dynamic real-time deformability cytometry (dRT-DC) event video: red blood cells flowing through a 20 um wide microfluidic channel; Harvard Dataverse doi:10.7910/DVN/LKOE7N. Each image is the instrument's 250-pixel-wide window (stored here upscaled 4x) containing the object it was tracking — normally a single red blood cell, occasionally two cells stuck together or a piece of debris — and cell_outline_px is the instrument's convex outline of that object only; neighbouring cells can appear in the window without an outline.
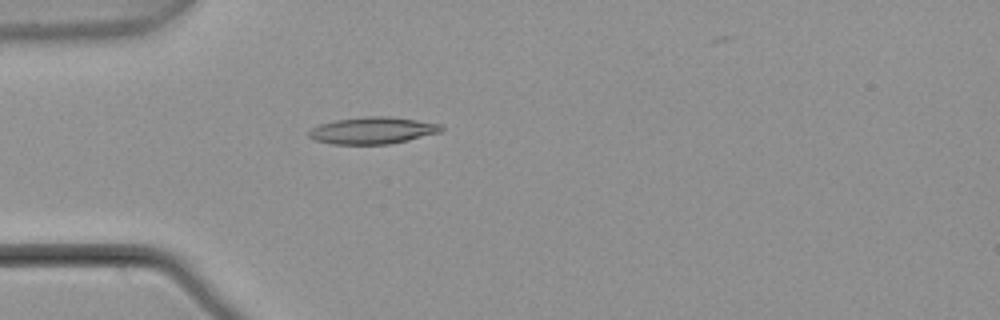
{"species": "common noctule bat (a hibernating species)", "species_latin": "Nyctalus noctula", "temperature_condition": "warm", "stored_images_in_passage": 6, "camera_frame_rate_fps": 3000, "um_per_image_px": 0.085, "animal": {"sex": "male", "body_mass_g": 21.5, "forearm_length_mm": 52.0}, "frame": {"image": 1, "passage_image": 5, "time_ms": 1.333, "image_size_px": [1000, 320], "cell_outline_px": [[444, 128], [440, 132], [408, 140], [388, 144], [332, 144], [316, 140], [308, 136], [308, 132], [312, 128], [320, 124], [336, 120], [368, 116], [388, 116], [416, 120], [440, 124]], "centroid_in_image_um": [31.67, 11.09], "position_along_channel_um": 53.3, "area_um2": 20.52}}